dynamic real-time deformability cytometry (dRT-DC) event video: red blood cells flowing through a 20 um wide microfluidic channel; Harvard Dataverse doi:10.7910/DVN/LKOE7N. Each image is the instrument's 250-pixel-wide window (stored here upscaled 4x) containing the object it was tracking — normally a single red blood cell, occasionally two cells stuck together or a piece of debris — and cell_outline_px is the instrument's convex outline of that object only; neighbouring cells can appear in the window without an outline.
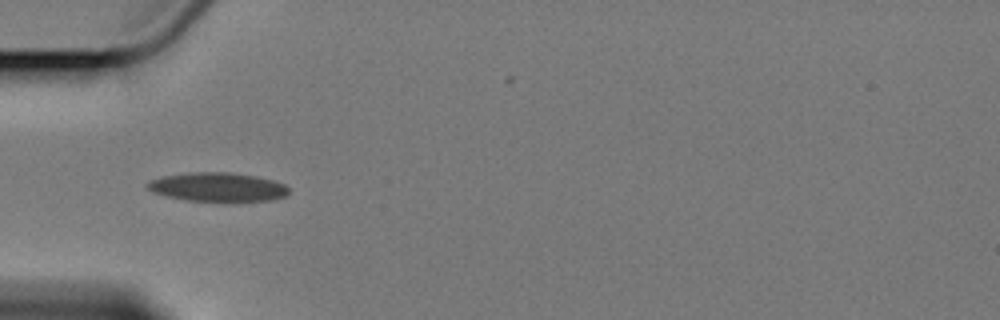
{"species": "Egyptian fruit bat (a non-hibernating species)", "species_latin": "Rousettus aegyptiacus", "temperature_condition": "cold", "stored_images_in_passage": 12, "camera_frame_rate_fps": 3000, "um_per_image_px": 0.085, "animal": {"sex": "female"}, "frame": {"image": 1, "passage_image": 2, "time_ms": 2.0, "image_size_px": [1000, 320], "cell_outline_px": [[288, 192], [284, 196], [268, 200], [188, 200], [168, 196], [152, 192], [144, 184], [148, 180], [164, 176], [188, 172], [228, 172], [256, 176], [272, 180], [284, 184], [288, 188]], "centroid_in_image_um": [18.44, 15.87], "position_along_channel_um": 66.6, "area_um2": 23.35}}
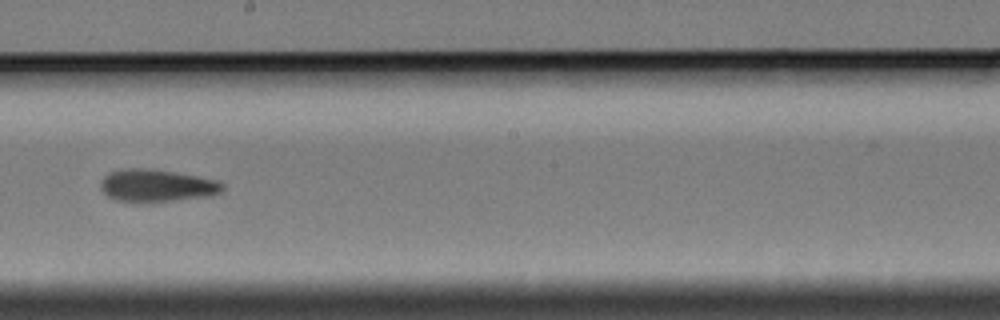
{"frame": {"image": 2, "passage_image": 6, "time_ms": 7.0, "image_size_px": [1000, 320], "cell_outline_px": [[224, 188], [220, 192], [212, 196], [172, 200], [116, 200], [108, 196], [100, 188], [100, 180], [108, 172], [124, 168], [152, 168], [196, 176], [216, 180], [224, 184]], "centroid_in_image_um": [13.31, 15.74], "position_along_channel_um": 234.9, "area_um2": 22.66}}
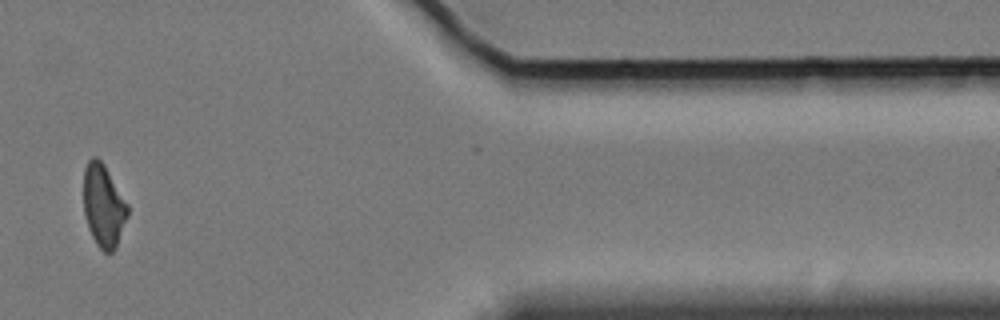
{"frame": {"image": 3, "passage_image": 11, "time_ms": 13.0, "image_size_px": [1000, 320], "cell_outline_px": [[128, 216], [116, 248], [112, 252], [104, 252], [96, 244], [88, 228], [84, 216], [84, 168], [88, 160], [92, 156], [96, 156], [104, 164], [128, 204]], "centroid_in_image_um": [8.79, 17.49], "position_along_channel_um": 402.6, "area_um2": 21.33}, "authors_computed_cell_mechanics": {"area_um2": 22.4553, "velocity_mm_per_s": 3.3894, "shape_relaxation_time_tau1_ms": 7.0519, "shape_relaxation_time_tau2_ms": 4.2838, "deformation_change_tau1": 0.1158, "deformation_change_tau2": 0.0948}}